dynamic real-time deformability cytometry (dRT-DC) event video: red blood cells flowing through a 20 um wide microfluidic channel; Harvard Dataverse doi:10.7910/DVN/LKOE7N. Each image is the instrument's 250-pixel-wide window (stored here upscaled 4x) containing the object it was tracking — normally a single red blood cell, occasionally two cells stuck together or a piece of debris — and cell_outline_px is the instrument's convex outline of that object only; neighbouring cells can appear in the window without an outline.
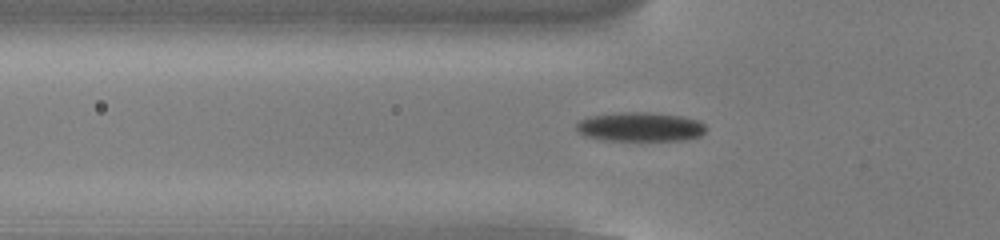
{"species": "common noctule bat (a hibernating species)", "species_latin": "Nyctalus noctula", "temperature_condition": "cold", "stored_images_in_passage": 55, "camera_frame_rate_fps": 3000, "um_per_image_px": 0.085, "animal": {"sex": "male", "body_mass_g": 13.0, "forearm_length_mm": 53.1}, "frame": {"image": 1, "passage_image": 19, "time_ms": 6.0, "image_size_px": [1000, 240], "cell_outline_px": [[708, 128], [700, 136], [684, 140], [604, 140], [584, 136], [576, 128], [576, 124], [580, 120], [592, 116], [624, 112], [648, 112], [680, 116], [696, 120], [704, 124]], "centroid_in_image_um": [54.43, 10.79], "position_along_channel_um": 71.4, "area_um2": 21.85}}
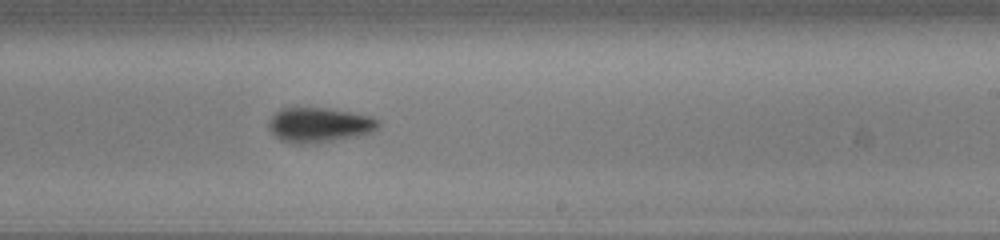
{"frame": {"image": 2, "passage_image": 34, "time_ms": 11.0, "image_size_px": [1000, 240], "cell_outline_px": [[380, 124], [372, 132], [356, 136], [316, 144], [292, 144], [280, 140], [268, 128], [268, 120], [280, 108], [328, 108], [352, 112], [372, 116], [380, 120]], "centroid_in_image_um": [27.13, 10.63], "position_along_channel_um": 261.9, "area_um2": 22.54}}
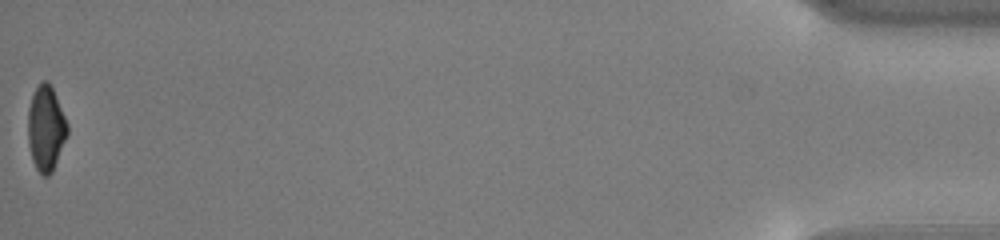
{"frame": {"image": 3, "passage_image": 55, "time_ms": 18.0, "image_size_px": [1000, 240], "cell_outline_px": [[68, 136], [52, 172], [48, 176], [44, 176], [36, 168], [32, 160], [28, 144], [28, 108], [32, 96], [36, 88], [44, 80], [48, 80], [52, 88], [68, 124]], "centroid_in_image_um": [3.91, 10.93], "position_along_channel_um": 431.3, "area_um2": 19.54}, "authors_computed_cell_mechanics": {"area_um2": 20.8658, "velocity_mm_per_s": 3.8141, "shape_relaxation_time_tau1_ms": 2.1655, "shape_relaxation_time_tau2_ms": null, "deformation_change_tau1": 0.1098, "deformation_change_tau2": null}}